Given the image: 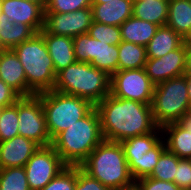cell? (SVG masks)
Returning a JSON list of instances; mask_svg holds the SVG:
<instances>
[{
  "label": "cell",
  "mask_w": 191,
  "mask_h": 190,
  "mask_svg": "<svg viewBox=\"0 0 191 190\" xmlns=\"http://www.w3.org/2000/svg\"><path fill=\"white\" fill-rule=\"evenodd\" d=\"M95 108L98 111L104 140L121 142L153 132L158 126L150 104L106 96Z\"/></svg>",
  "instance_id": "obj_1"
},
{
  "label": "cell",
  "mask_w": 191,
  "mask_h": 190,
  "mask_svg": "<svg viewBox=\"0 0 191 190\" xmlns=\"http://www.w3.org/2000/svg\"><path fill=\"white\" fill-rule=\"evenodd\" d=\"M100 117L95 106L51 143L66 166H80L103 141Z\"/></svg>",
  "instance_id": "obj_2"
},
{
  "label": "cell",
  "mask_w": 191,
  "mask_h": 190,
  "mask_svg": "<svg viewBox=\"0 0 191 190\" xmlns=\"http://www.w3.org/2000/svg\"><path fill=\"white\" fill-rule=\"evenodd\" d=\"M80 168L113 190L135 186L120 142L103 140L80 165Z\"/></svg>",
  "instance_id": "obj_3"
},
{
  "label": "cell",
  "mask_w": 191,
  "mask_h": 190,
  "mask_svg": "<svg viewBox=\"0 0 191 190\" xmlns=\"http://www.w3.org/2000/svg\"><path fill=\"white\" fill-rule=\"evenodd\" d=\"M110 82L106 71L76 61L56 74L53 90L86 99L96 106L110 94Z\"/></svg>",
  "instance_id": "obj_4"
},
{
  "label": "cell",
  "mask_w": 191,
  "mask_h": 190,
  "mask_svg": "<svg viewBox=\"0 0 191 190\" xmlns=\"http://www.w3.org/2000/svg\"><path fill=\"white\" fill-rule=\"evenodd\" d=\"M12 50L25 71L27 97L53 90L56 80L55 68L44 37L40 33H36Z\"/></svg>",
  "instance_id": "obj_5"
},
{
  "label": "cell",
  "mask_w": 191,
  "mask_h": 190,
  "mask_svg": "<svg viewBox=\"0 0 191 190\" xmlns=\"http://www.w3.org/2000/svg\"><path fill=\"white\" fill-rule=\"evenodd\" d=\"M36 95L42 101L51 141L94 107L86 99L59 91L50 90Z\"/></svg>",
  "instance_id": "obj_6"
},
{
  "label": "cell",
  "mask_w": 191,
  "mask_h": 190,
  "mask_svg": "<svg viewBox=\"0 0 191 190\" xmlns=\"http://www.w3.org/2000/svg\"><path fill=\"white\" fill-rule=\"evenodd\" d=\"M151 109L154 121L160 128L179 122L190 112L184 75L171 78L154 87Z\"/></svg>",
  "instance_id": "obj_7"
},
{
  "label": "cell",
  "mask_w": 191,
  "mask_h": 190,
  "mask_svg": "<svg viewBox=\"0 0 191 190\" xmlns=\"http://www.w3.org/2000/svg\"><path fill=\"white\" fill-rule=\"evenodd\" d=\"M76 61L90 63L110 76L118 71V45L92 38L88 33L73 37Z\"/></svg>",
  "instance_id": "obj_8"
},
{
  "label": "cell",
  "mask_w": 191,
  "mask_h": 190,
  "mask_svg": "<svg viewBox=\"0 0 191 190\" xmlns=\"http://www.w3.org/2000/svg\"><path fill=\"white\" fill-rule=\"evenodd\" d=\"M18 125L20 136L34 141L40 147L51 145L42 101L37 95L18 100Z\"/></svg>",
  "instance_id": "obj_9"
},
{
  "label": "cell",
  "mask_w": 191,
  "mask_h": 190,
  "mask_svg": "<svg viewBox=\"0 0 191 190\" xmlns=\"http://www.w3.org/2000/svg\"><path fill=\"white\" fill-rule=\"evenodd\" d=\"M154 87L144 68L118 70L111 75L110 95L151 105Z\"/></svg>",
  "instance_id": "obj_10"
},
{
  "label": "cell",
  "mask_w": 191,
  "mask_h": 190,
  "mask_svg": "<svg viewBox=\"0 0 191 190\" xmlns=\"http://www.w3.org/2000/svg\"><path fill=\"white\" fill-rule=\"evenodd\" d=\"M65 167L51 145L39 147L24 166L30 190L44 188Z\"/></svg>",
  "instance_id": "obj_11"
},
{
  "label": "cell",
  "mask_w": 191,
  "mask_h": 190,
  "mask_svg": "<svg viewBox=\"0 0 191 190\" xmlns=\"http://www.w3.org/2000/svg\"><path fill=\"white\" fill-rule=\"evenodd\" d=\"M92 21L91 8H82L69 13L45 12L43 29L39 33L76 37L88 33Z\"/></svg>",
  "instance_id": "obj_12"
},
{
  "label": "cell",
  "mask_w": 191,
  "mask_h": 190,
  "mask_svg": "<svg viewBox=\"0 0 191 190\" xmlns=\"http://www.w3.org/2000/svg\"><path fill=\"white\" fill-rule=\"evenodd\" d=\"M186 48L184 43L177 49L168 52L161 58H148L145 71L151 82L156 86L185 73Z\"/></svg>",
  "instance_id": "obj_13"
},
{
  "label": "cell",
  "mask_w": 191,
  "mask_h": 190,
  "mask_svg": "<svg viewBox=\"0 0 191 190\" xmlns=\"http://www.w3.org/2000/svg\"><path fill=\"white\" fill-rule=\"evenodd\" d=\"M1 13L13 23L29 25L36 33L43 29L45 8L27 0H0Z\"/></svg>",
  "instance_id": "obj_14"
},
{
  "label": "cell",
  "mask_w": 191,
  "mask_h": 190,
  "mask_svg": "<svg viewBox=\"0 0 191 190\" xmlns=\"http://www.w3.org/2000/svg\"><path fill=\"white\" fill-rule=\"evenodd\" d=\"M40 146L23 136L0 142V169L24 167Z\"/></svg>",
  "instance_id": "obj_15"
},
{
  "label": "cell",
  "mask_w": 191,
  "mask_h": 190,
  "mask_svg": "<svg viewBox=\"0 0 191 190\" xmlns=\"http://www.w3.org/2000/svg\"><path fill=\"white\" fill-rule=\"evenodd\" d=\"M0 79L21 97H27V79L24 68L12 49L0 54Z\"/></svg>",
  "instance_id": "obj_16"
},
{
  "label": "cell",
  "mask_w": 191,
  "mask_h": 190,
  "mask_svg": "<svg viewBox=\"0 0 191 190\" xmlns=\"http://www.w3.org/2000/svg\"><path fill=\"white\" fill-rule=\"evenodd\" d=\"M133 2V0H112L107 3L92 4L93 21L120 26L133 16Z\"/></svg>",
  "instance_id": "obj_17"
},
{
  "label": "cell",
  "mask_w": 191,
  "mask_h": 190,
  "mask_svg": "<svg viewBox=\"0 0 191 190\" xmlns=\"http://www.w3.org/2000/svg\"><path fill=\"white\" fill-rule=\"evenodd\" d=\"M44 37V42L51 59L53 60L55 73L65 69L70 64L76 62L73 37L54 35L50 33H40Z\"/></svg>",
  "instance_id": "obj_18"
},
{
  "label": "cell",
  "mask_w": 191,
  "mask_h": 190,
  "mask_svg": "<svg viewBox=\"0 0 191 190\" xmlns=\"http://www.w3.org/2000/svg\"><path fill=\"white\" fill-rule=\"evenodd\" d=\"M166 148L180 159H191V133L179 122L162 128Z\"/></svg>",
  "instance_id": "obj_19"
},
{
  "label": "cell",
  "mask_w": 191,
  "mask_h": 190,
  "mask_svg": "<svg viewBox=\"0 0 191 190\" xmlns=\"http://www.w3.org/2000/svg\"><path fill=\"white\" fill-rule=\"evenodd\" d=\"M183 38L171 27L159 26L146 46L147 58H161L183 44Z\"/></svg>",
  "instance_id": "obj_20"
},
{
  "label": "cell",
  "mask_w": 191,
  "mask_h": 190,
  "mask_svg": "<svg viewBox=\"0 0 191 190\" xmlns=\"http://www.w3.org/2000/svg\"><path fill=\"white\" fill-rule=\"evenodd\" d=\"M158 25L131 16L120 25L122 41L147 46Z\"/></svg>",
  "instance_id": "obj_21"
},
{
  "label": "cell",
  "mask_w": 191,
  "mask_h": 190,
  "mask_svg": "<svg viewBox=\"0 0 191 190\" xmlns=\"http://www.w3.org/2000/svg\"><path fill=\"white\" fill-rule=\"evenodd\" d=\"M35 34L29 25L13 23L5 14L0 13V38L6 49L15 48Z\"/></svg>",
  "instance_id": "obj_22"
},
{
  "label": "cell",
  "mask_w": 191,
  "mask_h": 190,
  "mask_svg": "<svg viewBox=\"0 0 191 190\" xmlns=\"http://www.w3.org/2000/svg\"><path fill=\"white\" fill-rule=\"evenodd\" d=\"M169 0H148L133 2L135 18L164 26L167 22Z\"/></svg>",
  "instance_id": "obj_23"
},
{
  "label": "cell",
  "mask_w": 191,
  "mask_h": 190,
  "mask_svg": "<svg viewBox=\"0 0 191 190\" xmlns=\"http://www.w3.org/2000/svg\"><path fill=\"white\" fill-rule=\"evenodd\" d=\"M166 25L184 38L191 31V1L169 0Z\"/></svg>",
  "instance_id": "obj_24"
},
{
  "label": "cell",
  "mask_w": 191,
  "mask_h": 190,
  "mask_svg": "<svg viewBox=\"0 0 191 190\" xmlns=\"http://www.w3.org/2000/svg\"><path fill=\"white\" fill-rule=\"evenodd\" d=\"M165 149L166 143L162 139L153 149L141 157H125L135 182L140 178L148 177L152 173L159 157Z\"/></svg>",
  "instance_id": "obj_25"
},
{
  "label": "cell",
  "mask_w": 191,
  "mask_h": 190,
  "mask_svg": "<svg viewBox=\"0 0 191 190\" xmlns=\"http://www.w3.org/2000/svg\"><path fill=\"white\" fill-rule=\"evenodd\" d=\"M163 139L162 129L157 127L153 132L145 135L127 138L120 142L125 157H141L153 149Z\"/></svg>",
  "instance_id": "obj_26"
},
{
  "label": "cell",
  "mask_w": 191,
  "mask_h": 190,
  "mask_svg": "<svg viewBox=\"0 0 191 190\" xmlns=\"http://www.w3.org/2000/svg\"><path fill=\"white\" fill-rule=\"evenodd\" d=\"M118 70L140 69L147 61L146 47L122 41L118 45Z\"/></svg>",
  "instance_id": "obj_27"
},
{
  "label": "cell",
  "mask_w": 191,
  "mask_h": 190,
  "mask_svg": "<svg viewBox=\"0 0 191 190\" xmlns=\"http://www.w3.org/2000/svg\"><path fill=\"white\" fill-rule=\"evenodd\" d=\"M179 160L180 158L166 148L148 177L174 183V176L177 172Z\"/></svg>",
  "instance_id": "obj_28"
},
{
  "label": "cell",
  "mask_w": 191,
  "mask_h": 190,
  "mask_svg": "<svg viewBox=\"0 0 191 190\" xmlns=\"http://www.w3.org/2000/svg\"><path fill=\"white\" fill-rule=\"evenodd\" d=\"M18 126V101L0 108V142L19 136Z\"/></svg>",
  "instance_id": "obj_29"
},
{
  "label": "cell",
  "mask_w": 191,
  "mask_h": 190,
  "mask_svg": "<svg viewBox=\"0 0 191 190\" xmlns=\"http://www.w3.org/2000/svg\"><path fill=\"white\" fill-rule=\"evenodd\" d=\"M0 190H30L24 167L0 169Z\"/></svg>",
  "instance_id": "obj_30"
},
{
  "label": "cell",
  "mask_w": 191,
  "mask_h": 190,
  "mask_svg": "<svg viewBox=\"0 0 191 190\" xmlns=\"http://www.w3.org/2000/svg\"><path fill=\"white\" fill-rule=\"evenodd\" d=\"M88 34L92 38L106 42L109 45H119L122 42L120 26L92 21Z\"/></svg>",
  "instance_id": "obj_31"
},
{
  "label": "cell",
  "mask_w": 191,
  "mask_h": 190,
  "mask_svg": "<svg viewBox=\"0 0 191 190\" xmlns=\"http://www.w3.org/2000/svg\"><path fill=\"white\" fill-rule=\"evenodd\" d=\"M75 186L76 166H66L40 190H74Z\"/></svg>",
  "instance_id": "obj_32"
},
{
  "label": "cell",
  "mask_w": 191,
  "mask_h": 190,
  "mask_svg": "<svg viewBox=\"0 0 191 190\" xmlns=\"http://www.w3.org/2000/svg\"><path fill=\"white\" fill-rule=\"evenodd\" d=\"M92 0H51L45 12L69 13L82 8H91Z\"/></svg>",
  "instance_id": "obj_33"
},
{
  "label": "cell",
  "mask_w": 191,
  "mask_h": 190,
  "mask_svg": "<svg viewBox=\"0 0 191 190\" xmlns=\"http://www.w3.org/2000/svg\"><path fill=\"white\" fill-rule=\"evenodd\" d=\"M74 190H113L76 166V186Z\"/></svg>",
  "instance_id": "obj_34"
},
{
  "label": "cell",
  "mask_w": 191,
  "mask_h": 190,
  "mask_svg": "<svg viewBox=\"0 0 191 190\" xmlns=\"http://www.w3.org/2000/svg\"><path fill=\"white\" fill-rule=\"evenodd\" d=\"M174 183L182 190H191V159H180Z\"/></svg>",
  "instance_id": "obj_35"
},
{
  "label": "cell",
  "mask_w": 191,
  "mask_h": 190,
  "mask_svg": "<svg viewBox=\"0 0 191 190\" xmlns=\"http://www.w3.org/2000/svg\"><path fill=\"white\" fill-rule=\"evenodd\" d=\"M138 190H182L173 182L161 181L151 177H143L135 182Z\"/></svg>",
  "instance_id": "obj_36"
},
{
  "label": "cell",
  "mask_w": 191,
  "mask_h": 190,
  "mask_svg": "<svg viewBox=\"0 0 191 190\" xmlns=\"http://www.w3.org/2000/svg\"><path fill=\"white\" fill-rule=\"evenodd\" d=\"M21 96L0 79V108L15 104Z\"/></svg>",
  "instance_id": "obj_37"
},
{
  "label": "cell",
  "mask_w": 191,
  "mask_h": 190,
  "mask_svg": "<svg viewBox=\"0 0 191 190\" xmlns=\"http://www.w3.org/2000/svg\"><path fill=\"white\" fill-rule=\"evenodd\" d=\"M179 123L191 133V109H190V112L187 113V114L179 121Z\"/></svg>",
  "instance_id": "obj_38"
},
{
  "label": "cell",
  "mask_w": 191,
  "mask_h": 190,
  "mask_svg": "<svg viewBox=\"0 0 191 190\" xmlns=\"http://www.w3.org/2000/svg\"><path fill=\"white\" fill-rule=\"evenodd\" d=\"M183 75L187 83L188 101L191 108V73H184Z\"/></svg>",
  "instance_id": "obj_39"
},
{
  "label": "cell",
  "mask_w": 191,
  "mask_h": 190,
  "mask_svg": "<svg viewBox=\"0 0 191 190\" xmlns=\"http://www.w3.org/2000/svg\"><path fill=\"white\" fill-rule=\"evenodd\" d=\"M185 73H191V49H186Z\"/></svg>",
  "instance_id": "obj_40"
},
{
  "label": "cell",
  "mask_w": 191,
  "mask_h": 190,
  "mask_svg": "<svg viewBox=\"0 0 191 190\" xmlns=\"http://www.w3.org/2000/svg\"><path fill=\"white\" fill-rule=\"evenodd\" d=\"M186 49H191V31L183 38Z\"/></svg>",
  "instance_id": "obj_41"
},
{
  "label": "cell",
  "mask_w": 191,
  "mask_h": 190,
  "mask_svg": "<svg viewBox=\"0 0 191 190\" xmlns=\"http://www.w3.org/2000/svg\"><path fill=\"white\" fill-rule=\"evenodd\" d=\"M112 0H92V4H102V3H107Z\"/></svg>",
  "instance_id": "obj_42"
},
{
  "label": "cell",
  "mask_w": 191,
  "mask_h": 190,
  "mask_svg": "<svg viewBox=\"0 0 191 190\" xmlns=\"http://www.w3.org/2000/svg\"><path fill=\"white\" fill-rule=\"evenodd\" d=\"M27 1L41 4L44 7V0H27Z\"/></svg>",
  "instance_id": "obj_43"
},
{
  "label": "cell",
  "mask_w": 191,
  "mask_h": 190,
  "mask_svg": "<svg viewBox=\"0 0 191 190\" xmlns=\"http://www.w3.org/2000/svg\"><path fill=\"white\" fill-rule=\"evenodd\" d=\"M5 50H7V49L3 45L2 41H1V38H0V54L3 53Z\"/></svg>",
  "instance_id": "obj_44"
},
{
  "label": "cell",
  "mask_w": 191,
  "mask_h": 190,
  "mask_svg": "<svg viewBox=\"0 0 191 190\" xmlns=\"http://www.w3.org/2000/svg\"><path fill=\"white\" fill-rule=\"evenodd\" d=\"M122 190H138V188L136 186H133L131 188H128V189H122Z\"/></svg>",
  "instance_id": "obj_45"
},
{
  "label": "cell",
  "mask_w": 191,
  "mask_h": 190,
  "mask_svg": "<svg viewBox=\"0 0 191 190\" xmlns=\"http://www.w3.org/2000/svg\"><path fill=\"white\" fill-rule=\"evenodd\" d=\"M51 0H44V8H46V5L50 2Z\"/></svg>",
  "instance_id": "obj_46"
}]
</instances>
